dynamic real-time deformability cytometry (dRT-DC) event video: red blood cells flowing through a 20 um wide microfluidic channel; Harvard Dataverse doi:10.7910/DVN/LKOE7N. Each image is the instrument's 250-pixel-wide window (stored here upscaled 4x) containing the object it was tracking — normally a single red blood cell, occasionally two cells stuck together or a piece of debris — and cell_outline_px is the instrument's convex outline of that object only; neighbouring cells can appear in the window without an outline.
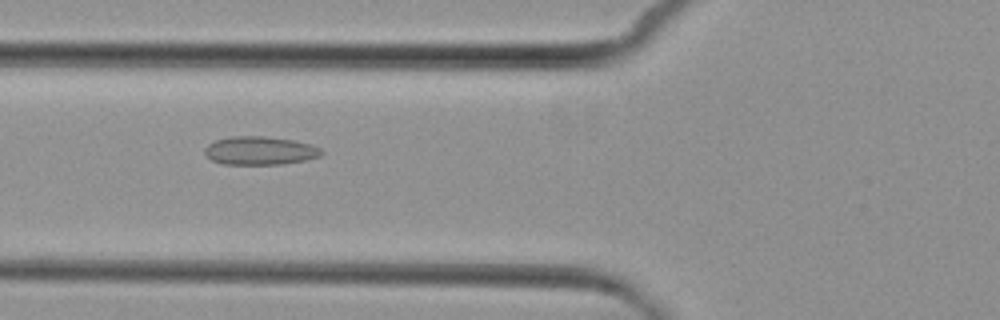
{"species": "common noctule bat (a hibernating species)", "species_latin": "Nyctalus noctula", "temperature_condition": "cold", "stored_images_in_passage": 8, "camera_frame_rate_fps": 3000, "um_per_image_px": 0.085, "animal": {"sex": "female", "body_mass_g": 29.2, "forearm_length_mm": 56.3}, "frame": {"image": 1, "passage_image": 8, "time_ms": 8.667, "image_size_px": [1000, 320], "cell_outline_px": [[324, 152], [320, 156], [304, 160], [280, 164], [224, 164], [212, 160], [204, 152], [204, 148], [208, 144], [216, 140], [232, 136], [264, 136], [292, 140], [312, 144], [320, 148]], "centroid_in_image_um": [22.1, 12.8], "position_along_channel_um": 103.7, "area_um2": 19.19}}